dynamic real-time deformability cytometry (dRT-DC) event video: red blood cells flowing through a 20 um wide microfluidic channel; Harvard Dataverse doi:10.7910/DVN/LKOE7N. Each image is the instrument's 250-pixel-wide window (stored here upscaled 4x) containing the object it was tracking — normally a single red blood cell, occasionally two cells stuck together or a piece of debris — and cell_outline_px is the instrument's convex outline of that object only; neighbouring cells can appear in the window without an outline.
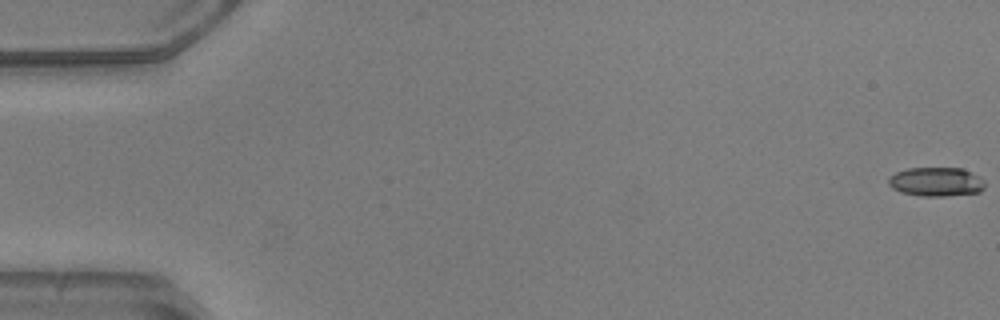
{"species": "common noctule bat (a hibernating species)", "species_latin": "Nyctalus noctula", "temperature_condition": "warm", "stored_images_in_passage": 53, "camera_frame_rate_fps": 3000, "um_per_image_px": 0.085, "animal": {"sex": "male", "body_mass_g": 20.5, "forearm_length_mm": 52.5}, "frame": {"image": 1, "passage_image": 1, "time_ms": 0.0, "image_size_px": [1000, 320], "cell_outline_px": [[984, 188], [980, 192], [944, 196], [920, 196], [900, 192], [892, 188], [888, 184], [888, 176], [896, 172], [908, 168], [964, 168], [984, 180]], "centroid_in_image_um": [79.54, 15.45], "position_along_channel_um": 5.5, "area_um2": 16.42}}
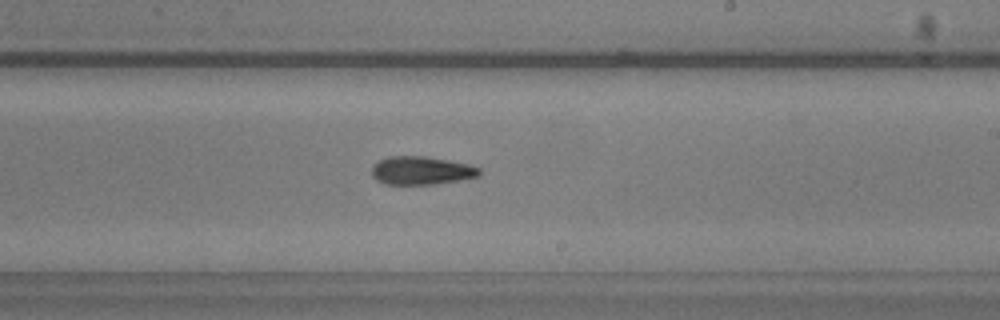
{"frame": {"image": 2, "passage_image": 32, "time_ms": 10.333, "image_size_px": [1000, 320], "cell_outline_px": [[480, 176], [460, 180], [436, 184], [384, 184], [376, 180], [372, 176], [372, 164], [376, 160], [388, 156], [424, 156], [448, 160], [468, 164], [480, 168]], "centroid_in_image_um": [35.77, 14.49], "position_along_channel_um": 253.2, "area_um2": 17.92}}
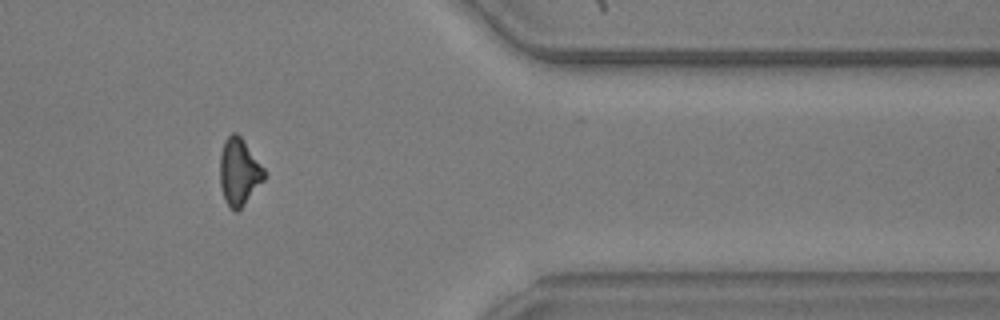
{"frame": {"image": 3, "passage_image": 44, "time_ms": 14.333, "image_size_px": [1000, 320], "cell_outline_px": [[264, 180], [244, 204], [236, 212], [224, 200], [220, 188], [220, 156], [224, 140], [232, 132], [236, 132], [240, 136], [264, 168]], "centroid_in_image_um": [20.3, 14.6], "position_along_channel_um": 391.1, "area_um2": 17.05}, "authors_computed_cell_mechanics": {"area_um2": 17.1666, "velocity_mm_per_s": 3.9481, "shape_relaxation_time_tau1_ms": 5.3117, "shape_relaxation_time_tau2_ms": 5.3912, "deformation_change_tau1": 0.1584, "deformation_change_tau2": 0.1601}}